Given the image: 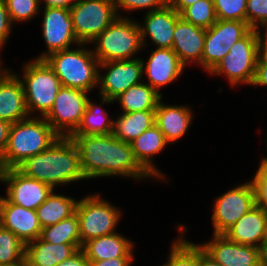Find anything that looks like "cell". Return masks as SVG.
<instances>
[{
    "label": "cell",
    "instance_id": "cell-39",
    "mask_svg": "<svg viewBox=\"0 0 267 266\" xmlns=\"http://www.w3.org/2000/svg\"><path fill=\"white\" fill-rule=\"evenodd\" d=\"M113 4L118 15L120 12L118 9H123L128 12L139 9L143 10L144 8L148 9L147 12L158 10L166 7L168 0H113Z\"/></svg>",
    "mask_w": 267,
    "mask_h": 266
},
{
    "label": "cell",
    "instance_id": "cell-33",
    "mask_svg": "<svg viewBox=\"0 0 267 266\" xmlns=\"http://www.w3.org/2000/svg\"><path fill=\"white\" fill-rule=\"evenodd\" d=\"M25 244L10 230L0 225V266L24 260Z\"/></svg>",
    "mask_w": 267,
    "mask_h": 266
},
{
    "label": "cell",
    "instance_id": "cell-42",
    "mask_svg": "<svg viewBox=\"0 0 267 266\" xmlns=\"http://www.w3.org/2000/svg\"><path fill=\"white\" fill-rule=\"evenodd\" d=\"M134 258H113L104 261H89V266H131Z\"/></svg>",
    "mask_w": 267,
    "mask_h": 266
},
{
    "label": "cell",
    "instance_id": "cell-14",
    "mask_svg": "<svg viewBox=\"0 0 267 266\" xmlns=\"http://www.w3.org/2000/svg\"><path fill=\"white\" fill-rule=\"evenodd\" d=\"M107 69L102 74L99 70L98 85L100 96L114 100L131 86L141 83L143 65L141 58L130 60L108 61L99 64V68Z\"/></svg>",
    "mask_w": 267,
    "mask_h": 266
},
{
    "label": "cell",
    "instance_id": "cell-27",
    "mask_svg": "<svg viewBox=\"0 0 267 266\" xmlns=\"http://www.w3.org/2000/svg\"><path fill=\"white\" fill-rule=\"evenodd\" d=\"M99 105L87 100L86 109L77 129L71 135H109L113 133L114 120L108 117L102 104L113 103L114 100L101 96ZM109 118V119H108Z\"/></svg>",
    "mask_w": 267,
    "mask_h": 266
},
{
    "label": "cell",
    "instance_id": "cell-15",
    "mask_svg": "<svg viewBox=\"0 0 267 266\" xmlns=\"http://www.w3.org/2000/svg\"><path fill=\"white\" fill-rule=\"evenodd\" d=\"M3 182L8 185L5 198L10 203L31 210H36L53 190L49 185L24 175L17 168L5 169Z\"/></svg>",
    "mask_w": 267,
    "mask_h": 266
},
{
    "label": "cell",
    "instance_id": "cell-10",
    "mask_svg": "<svg viewBox=\"0 0 267 266\" xmlns=\"http://www.w3.org/2000/svg\"><path fill=\"white\" fill-rule=\"evenodd\" d=\"M251 29L247 22L217 19L206 29L201 66L210 73L234 43L242 39Z\"/></svg>",
    "mask_w": 267,
    "mask_h": 266
},
{
    "label": "cell",
    "instance_id": "cell-21",
    "mask_svg": "<svg viewBox=\"0 0 267 266\" xmlns=\"http://www.w3.org/2000/svg\"><path fill=\"white\" fill-rule=\"evenodd\" d=\"M205 35L206 29L195 26L185 21L182 17L177 20L172 49L184 66L189 62L190 64L196 62L201 66Z\"/></svg>",
    "mask_w": 267,
    "mask_h": 266
},
{
    "label": "cell",
    "instance_id": "cell-49",
    "mask_svg": "<svg viewBox=\"0 0 267 266\" xmlns=\"http://www.w3.org/2000/svg\"><path fill=\"white\" fill-rule=\"evenodd\" d=\"M260 266H267V237L259 245Z\"/></svg>",
    "mask_w": 267,
    "mask_h": 266
},
{
    "label": "cell",
    "instance_id": "cell-35",
    "mask_svg": "<svg viewBox=\"0 0 267 266\" xmlns=\"http://www.w3.org/2000/svg\"><path fill=\"white\" fill-rule=\"evenodd\" d=\"M10 20L15 22H24L32 19L38 14L40 9V0H4Z\"/></svg>",
    "mask_w": 267,
    "mask_h": 266
},
{
    "label": "cell",
    "instance_id": "cell-47",
    "mask_svg": "<svg viewBox=\"0 0 267 266\" xmlns=\"http://www.w3.org/2000/svg\"><path fill=\"white\" fill-rule=\"evenodd\" d=\"M198 266H221L216 261H214L211 257H209L199 245V260Z\"/></svg>",
    "mask_w": 267,
    "mask_h": 266
},
{
    "label": "cell",
    "instance_id": "cell-38",
    "mask_svg": "<svg viewBox=\"0 0 267 266\" xmlns=\"http://www.w3.org/2000/svg\"><path fill=\"white\" fill-rule=\"evenodd\" d=\"M267 21V0H247L246 22L252 29H259Z\"/></svg>",
    "mask_w": 267,
    "mask_h": 266
},
{
    "label": "cell",
    "instance_id": "cell-18",
    "mask_svg": "<svg viewBox=\"0 0 267 266\" xmlns=\"http://www.w3.org/2000/svg\"><path fill=\"white\" fill-rule=\"evenodd\" d=\"M0 225L10 230L25 245L39 238L42 230L36 210L10 203L5 197L0 202Z\"/></svg>",
    "mask_w": 267,
    "mask_h": 266
},
{
    "label": "cell",
    "instance_id": "cell-3",
    "mask_svg": "<svg viewBox=\"0 0 267 266\" xmlns=\"http://www.w3.org/2000/svg\"><path fill=\"white\" fill-rule=\"evenodd\" d=\"M58 137L44 117L29 116L13 123L0 165L4 169L17 168L27 158L47 150Z\"/></svg>",
    "mask_w": 267,
    "mask_h": 266
},
{
    "label": "cell",
    "instance_id": "cell-30",
    "mask_svg": "<svg viewBox=\"0 0 267 266\" xmlns=\"http://www.w3.org/2000/svg\"><path fill=\"white\" fill-rule=\"evenodd\" d=\"M36 209L39 224L42 228L54 225L70 217L76 211L78 201L72 197L53 193Z\"/></svg>",
    "mask_w": 267,
    "mask_h": 266
},
{
    "label": "cell",
    "instance_id": "cell-29",
    "mask_svg": "<svg viewBox=\"0 0 267 266\" xmlns=\"http://www.w3.org/2000/svg\"><path fill=\"white\" fill-rule=\"evenodd\" d=\"M118 116L114 121L112 134L126 143H131L155 124V111H136Z\"/></svg>",
    "mask_w": 267,
    "mask_h": 266
},
{
    "label": "cell",
    "instance_id": "cell-36",
    "mask_svg": "<svg viewBox=\"0 0 267 266\" xmlns=\"http://www.w3.org/2000/svg\"><path fill=\"white\" fill-rule=\"evenodd\" d=\"M217 19L246 22L247 0H213Z\"/></svg>",
    "mask_w": 267,
    "mask_h": 266
},
{
    "label": "cell",
    "instance_id": "cell-51",
    "mask_svg": "<svg viewBox=\"0 0 267 266\" xmlns=\"http://www.w3.org/2000/svg\"><path fill=\"white\" fill-rule=\"evenodd\" d=\"M0 50H1V48H0ZM2 66H1V61H0V79L9 71V69L7 68V69H3V68H1ZM3 69V70H2Z\"/></svg>",
    "mask_w": 267,
    "mask_h": 266
},
{
    "label": "cell",
    "instance_id": "cell-40",
    "mask_svg": "<svg viewBox=\"0 0 267 266\" xmlns=\"http://www.w3.org/2000/svg\"><path fill=\"white\" fill-rule=\"evenodd\" d=\"M12 26L6 3L4 0H0V48L6 44Z\"/></svg>",
    "mask_w": 267,
    "mask_h": 266
},
{
    "label": "cell",
    "instance_id": "cell-23",
    "mask_svg": "<svg viewBox=\"0 0 267 266\" xmlns=\"http://www.w3.org/2000/svg\"><path fill=\"white\" fill-rule=\"evenodd\" d=\"M192 117V111L188 106H169L161 100L155 110V124L168 143L176 142L187 133Z\"/></svg>",
    "mask_w": 267,
    "mask_h": 266
},
{
    "label": "cell",
    "instance_id": "cell-7",
    "mask_svg": "<svg viewBox=\"0 0 267 266\" xmlns=\"http://www.w3.org/2000/svg\"><path fill=\"white\" fill-rule=\"evenodd\" d=\"M260 28L251 29L242 39L234 43L219 64L209 73L224 74L231 86L237 84L252 85L257 61Z\"/></svg>",
    "mask_w": 267,
    "mask_h": 266
},
{
    "label": "cell",
    "instance_id": "cell-53",
    "mask_svg": "<svg viewBox=\"0 0 267 266\" xmlns=\"http://www.w3.org/2000/svg\"><path fill=\"white\" fill-rule=\"evenodd\" d=\"M6 266H30V265L25 260H23L20 263H16V264H13V265H6Z\"/></svg>",
    "mask_w": 267,
    "mask_h": 266
},
{
    "label": "cell",
    "instance_id": "cell-46",
    "mask_svg": "<svg viewBox=\"0 0 267 266\" xmlns=\"http://www.w3.org/2000/svg\"><path fill=\"white\" fill-rule=\"evenodd\" d=\"M197 1L198 0H168V4L180 14L186 7Z\"/></svg>",
    "mask_w": 267,
    "mask_h": 266
},
{
    "label": "cell",
    "instance_id": "cell-13",
    "mask_svg": "<svg viewBox=\"0 0 267 266\" xmlns=\"http://www.w3.org/2000/svg\"><path fill=\"white\" fill-rule=\"evenodd\" d=\"M42 35L47 51L37 56V60H44L54 52L70 49L72 44L78 46L75 30L69 8L44 7L42 21Z\"/></svg>",
    "mask_w": 267,
    "mask_h": 266
},
{
    "label": "cell",
    "instance_id": "cell-1",
    "mask_svg": "<svg viewBox=\"0 0 267 266\" xmlns=\"http://www.w3.org/2000/svg\"><path fill=\"white\" fill-rule=\"evenodd\" d=\"M80 154L86 179L125 176L136 179L152 177L137 161L131 143L109 135H70Z\"/></svg>",
    "mask_w": 267,
    "mask_h": 266
},
{
    "label": "cell",
    "instance_id": "cell-45",
    "mask_svg": "<svg viewBox=\"0 0 267 266\" xmlns=\"http://www.w3.org/2000/svg\"><path fill=\"white\" fill-rule=\"evenodd\" d=\"M76 0H43L45 7L70 8ZM42 0H40V3Z\"/></svg>",
    "mask_w": 267,
    "mask_h": 266
},
{
    "label": "cell",
    "instance_id": "cell-24",
    "mask_svg": "<svg viewBox=\"0 0 267 266\" xmlns=\"http://www.w3.org/2000/svg\"><path fill=\"white\" fill-rule=\"evenodd\" d=\"M80 248L81 243L52 244L37 238L25 245L24 260L30 266H57Z\"/></svg>",
    "mask_w": 267,
    "mask_h": 266
},
{
    "label": "cell",
    "instance_id": "cell-22",
    "mask_svg": "<svg viewBox=\"0 0 267 266\" xmlns=\"http://www.w3.org/2000/svg\"><path fill=\"white\" fill-rule=\"evenodd\" d=\"M224 235L238 244L259 247L267 237V211L255 206L243 215Z\"/></svg>",
    "mask_w": 267,
    "mask_h": 266
},
{
    "label": "cell",
    "instance_id": "cell-16",
    "mask_svg": "<svg viewBox=\"0 0 267 266\" xmlns=\"http://www.w3.org/2000/svg\"><path fill=\"white\" fill-rule=\"evenodd\" d=\"M199 245L221 266H260L258 247L238 244L224 234H213L209 242Z\"/></svg>",
    "mask_w": 267,
    "mask_h": 266
},
{
    "label": "cell",
    "instance_id": "cell-5",
    "mask_svg": "<svg viewBox=\"0 0 267 266\" xmlns=\"http://www.w3.org/2000/svg\"><path fill=\"white\" fill-rule=\"evenodd\" d=\"M126 16L118 17L92 42L94 56L100 63L130 60L143 48L141 30L138 22Z\"/></svg>",
    "mask_w": 267,
    "mask_h": 266
},
{
    "label": "cell",
    "instance_id": "cell-2",
    "mask_svg": "<svg viewBox=\"0 0 267 266\" xmlns=\"http://www.w3.org/2000/svg\"><path fill=\"white\" fill-rule=\"evenodd\" d=\"M17 169L53 190L58 184L86 179L77 146L70 137L59 136L47 150L27 158Z\"/></svg>",
    "mask_w": 267,
    "mask_h": 266
},
{
    "label": "cell",
    "instance_id": "cell-25",
    "mask_svg": "<svg viewBox=\"0 0 267 266\" xmlns=\"http://www.w3.org/2000/svg\"><path fill=\"white\" fill-rule=\"evenodd\" d=\"M133 248V242L118 232L89 240L82 246L89 261L134 258Z\"/></svg>",
    "mask_w": 267,
    "mask_h": 266
},
{
    "label": "cell",
    "instance_id": "cell-26",
    "mask_svg": "<svg viewBox=\"0 0 267 266\" xmlns=\"http://www.w3.org/2000/svg\"><path fill=\"white\" fill-rule=\"evenodd\" d=\"M168 144L165 140L162 131L154 124L152 127L144 131L135 140L131 142V147L134 152L135 158L140 165L152 176L163 178L165 175L162 174L158 168H155L153 164V157L164 149Z\"/></svg>",
    "mask_w": 267,
    "mask_h": 266
},
{
    "label": "cell",
    "instance_id": "cell-19",
    "mask_svg": "<svg viewBox=\"0 0 267 266\" xmlns=\"http://www.w3.org/2000/svg\"><path fill=\"white\" fill-rule=\"evenodd\" d=\"M180 17L169 4L164 8L146 12L143 25H139L143 47L147 46L145 38L149 36L157 48L172 49L174 29Z\"/></svg>",
    "mask_w": 267,
    "mask_h": 266
},
{
    "label": "cell",
    "instance_id": "cell-32",
    "mask_svg": "<svg viewBox=\"0 0 267 266\" xmlns=\"http://www.w3.org/2000/svg\"><path fill=\"white\" fill-rule=\"evenodd\" d=\"M178 226L180 238L173 241L168 261L163 266H198L199 244L185 240L183 234L186 228L184 225Z\"/></svg>",
    "mask_w": 267,
    "mask_h": 266
},
{
    "label": "cell",
    "instance_id": "cell-44",
    "mask_svg": "<svg viewBox=\"0 0 267 266\" xmlns=\"http://www.w3.org/2000/svg\"><path fill=\"white\" fill-rule=\"evenodd\" d=\"M253 85L267 86V63H257Z\"/></svg>",
    "mask_w": 267,
    "mask_h": 266
},
{
    "label": "cell",
    "instance_id": "cell-37",
    "mask_svg": "<svg viewBox=\"0 0 267 266\" xmlns=\"http://www.w3.org/2000/svg\"><path fill=\"white\" fill-rule=\"evenodd\" d=\"M250 182L254 189L255 205L267 211V162H260L259 168Z\"/></svg>",
    "mask_w": 267,
    "mask_h": 266
},
{
    "label": "cell",
    "instance_id": "cell-6",
    "mask_svg": "<svg viewBox=\"0 0 267 266\" xmlns=\"http://www.w3.org/2000/svg\"><path fill=\"white\" fill-rule=\"evenodd\" d=\"M22 76L29 116L36 110L40 117H45L62 87L60 79L45 60L37 59L24 65Z\"/></svg>",
    "mask_w": 267,
    "mask_h": 266
},
{
    "label": "cell",
    "instance_id": "cell-12",
    "mask_svg": "<svg viewBox=\"0 0 267 266\" xmlns=\"http://www.w3.org/2000/svg\"><path fill=\"white\" fill-rule=\"evenodd\" d=\"M255 206V194L251 182L226 191L216 198L214 203L213 234H224Z\"/></svg>",
    "mask_w": 267,
    "mask_h": 266
},
{
    "label": "cell",
    "instance_id": "cell-11",
    "mask_svg": "<svg viewBox=\"0 0 267 266\" xmlns=\"http://www.w3.org/2000/svg\"><path fill=\"white\" fill-rule=\"evenodd\" d=\"M88 92L61 87L52 109L44 117L61 137H69L79 126L88 100Z\"/></svg>",
    "mask_w": 267,
    "mask_h": 266
},
{
    "label": "cell",
    "instance_id": "cell-41",
    "mask_svg": "<svg viewBox=\"0 0 267 266\" xmlns=\"http://www.w3.org/2000/svg\"><path fill=\"white\" fill-rule=\"evenodd\" d=\"M57 266H89V260L85 252L80 248L71 257L65 259Z\"/></svg>",
    "mask_w": 267,
    "mask_h": 266
},
{
    "label": "cell",
    "instance_id": "cell-9",
    "mask_svg": "<svg viewBox=\"0 0 267 266\" xmlns=\"http://www.w3.org/2000/svg\"><path fill=\"white\" fill-rule=\"evenodd\" d=\"M69 9L81 44H90L118 17L113 0H76Z\"/></svg>",
    "mask_w": 267,
    "mask_h": 266
},
{
    "label": "cell",
    "instance_id": "cell-8",
    "mask_svg": "<svg viewBox=\"0 0 267 266\" xmlns=\"http://www.w3.org/2000/svg\"><path fill=\"white\" fill-rule=\"evenodd\" d=\"M76 214L79 220V234L82 246L89 240L116 233L120 210L101 199L99 194L87 195L78 201Z\"/></svg>",
    "mask_w": 267,
    "mask_h": 266
},
{
    "label": "cell",
    "instance_id": "cell-48",
    "mask_svg": "<svg viewBox=\"0 0 267 266\" xmlns=\"http://www.w3.org/2000/svg\"><path fill=\"white\" fill-rule=\"evenodd\" d=\"M257 63H267V39H259L258 41Z\"/></svg>",
    "mask_w": 267,
    "mask_h": 266
},
{
    "label": "cell",
    "instance_id": "cell-28",
    "mask_svg": "<svg viewBox=\"0 0 267 266\" xmlns=\"http://www.w3.org/2000/svg\"><path fill=\"white\" fill-rule=\"evenodd\" d=\"M121 93L114 101H118L123 113L136 111H155L162 100V93H158L143 80Z\"/></svg>",
    "mask_w": 267,
    "mask_h": 266
},
{
    "label": "cell",
    "instance_id": "cell-50",
    "mask_svg": "<svg viewBox=\"0 0 267 266\" xmlns=\"http://www.w3.org/2000/svg\"><path fill=\"white\" fill-rule=\"evenodd\" d=\"M260 27H263V28H265L266 30H265V32H264V35H265V36H263V35H261V33H259V34H260L259 39H267V21H266L262 26H260ZM262 36H263V37H262Z\"/></svg>",
    "mask_w": 267,
    "mask_h": 266
},
{
    "label": "cell",
    "instance_id": "cell-43",
    "mask_svg": "<svg viewBox=\"0 0 267 266\" xmlns=\"http://www.w3.org/2000/svg\"><path fill=\"white\" fill-rule=\"evenodd\" d=\"M10 127V122L0 119V159L8 144Z\"/></svg>",
    "mask_w": 267,
    "mask_h": 266
},
{
    "label": "cell",
    "instance_id": "cell-34",
    "mask_svg": "<svg viewBox=\"0 0 267 266\" xmlns=\"http://www.w3.org/2000/svg\"><path fill=\"white\" fill-rule=\"evenodd\" d=\"M180 16L185 21L204 29L210 28L217 21L213 0H198L186 7Z\"/></svg>",
    "mask_w": 267,
    "mask_h": 266
},
{
    "label": "cell",
    "instance_id": "cell-20",
    "mask_svg": "<svg viewBox=\"0 0 267 266\" xmlns=\"http://www.w3.org/2000/svg\"><path fill=\"white\" fill-rule=\"evenodd\" d=\"M20 75L8 71L0 79V119L11 124L29 117Z\"/></svg>",
    "mask_w": 267,
    "mask_h": 266
},
{
    "label": "cell",
    "instance_id": "cell-54",
    "mask_svg": "<svg viewBox=\"0 0 267 266\" xmlns=\"http://www.w3.org/2000/svg\"><path fill=\"white\" fill-rule=\"evenodd\" d=\"M267 142V141H266ZM267 147V146H266ZM261 161H265V162H267V158L266 157H264Z\"/></svg>",
    "mask_w": 267,
    "mask_h": 266
},
{
    "label": "cell",
    "instance_id": "cell-17",
    "mask_svg": "<svg viewBox=\"0 0 267 266\" xmlns=\"http://www.w3.org/2000/svg\"><path fill=\"white\" fill-rule=\"evenodd\" d=\"M143 73L147 76V81L158 93L159 88L175 81L183 72L185 66L180 62L173 49L156 48L151 51L148 61H143Z\"/></svg>",
    "mask_w": 267,
    "mask_h": 266
},
{
    "label": "cell",
    "instance_id": "cell-52",
    "mask_svg": "<svg viewBox=\"0 0 267 266\" xmlns=\"http://www.w3.org/2000/svg\"><path fill=\"white\" fill-rule=\"evenodd\" d=\"M4 173H5V169L0 165V181L3 182V178H4ZM2 197L0 196V202H1Z\"/></svg>",
    "mask_w": 267,
    "mask_h": 266
},
{
    "label": "cell",
    "instance_id": "cell-31",
    "mask_svg": "<svg viewBox=\"0 0 267 266\" xmlns=\"http://www.w3.org/2000/svg\"><path fill=\"white\" fill-rule=\"evenodd\" d=\"M39 238L52 244L81 243L76 212L54 225L42 228Z\"/></svg>",
    "mask_w": 267,
    "mask_h": 266
},
{
    "label": "cell",
    "instance_id": "cell-4",
    "mask_svg": "<svg viewBox=\"0 0 267 266\" xmlns=\"http://www.w3.org/2000/svg\"><path fill=\"white\" fill-rule=\"evenodd\" d=\"M85 45L80 43V48L54 52L44 59L63 87L89 92L98 85L100 62L92 50L84 48Z\"/></svg>",
    "mask_w": 267,
    "mask_h": 266
}]
</instances>
